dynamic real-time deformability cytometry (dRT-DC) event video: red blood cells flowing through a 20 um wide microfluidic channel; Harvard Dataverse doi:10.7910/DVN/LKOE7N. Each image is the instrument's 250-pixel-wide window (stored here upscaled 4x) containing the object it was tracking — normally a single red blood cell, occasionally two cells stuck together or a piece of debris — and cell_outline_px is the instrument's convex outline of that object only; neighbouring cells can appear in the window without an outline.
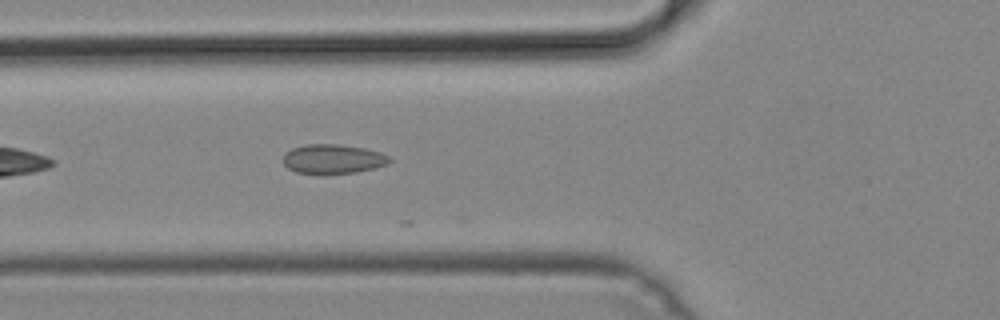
{"species": "common noctule bat (a hibernating species)", "species_latin": "Nyctalus noctula", "temperature_condition": "cold", "stored_images_in_passage": 11, "camera_frame_rate_fps": 3000, "um_per_image_px": 0.085, "animal": {"sex": "male", "body_mass_g": 19.2, "forearm_length_mm": 51.8}, "frame": {"image": 1, "passage_image": 6, "time_ms": 1.667, "image_size_px": [1000, 320], "cell_outline_px": [[392, 160], [388, 164], [376, 168], [356, 172], [324, 176], [296, 172], [288, 168], [284, 164], [284, 152], [292, 148], [304, 144], [336, 144], [364, 148], [380, 152], [388, 156]], "centroid_in_image_um": [28.29, 13.54], "position_along_channel_um": 97.5, "area_um2": 18.73}}
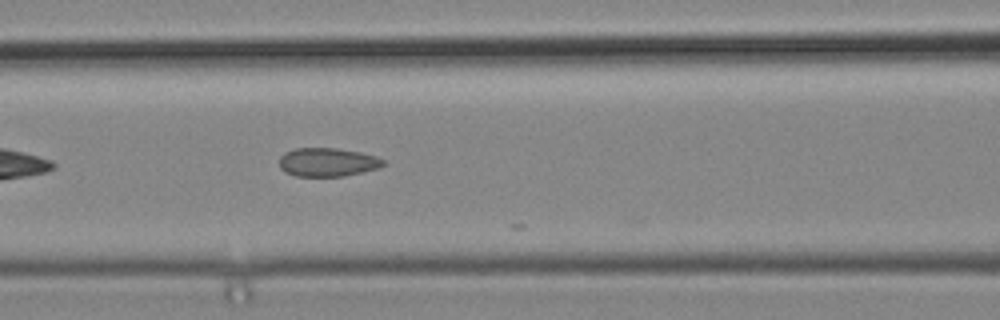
{"frame": {"image": 2, "passage_image": 9, "time_ms": 2.667, "image_size_px": [1000, 320], "cell_outline_px": [[384, 164], [380, 168], [344, 176], [296, 176], [284, 172], [280, 168], [280, 156], [284, 152], [296, 148], [336, 148], [360, 152], [376, 156], [384, 160]], "centroid_in_image_um": [27.83, 13.78], "position_along_channel_um": 138.8, "area_um2": 17.4}}